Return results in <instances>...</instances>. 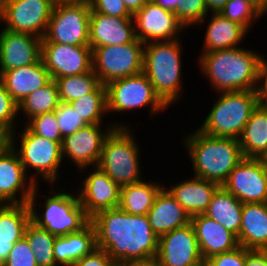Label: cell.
Listing matches in <instances>:
<instances>
[{
  "label": "cell",
  "mask_w": 267,
  "mask_h": 266,
  "mask_svg": "<svg viewBox=\"0 0 267 266\" xmlns=\"http://www.w3.org/2000/svg\"><path fill=\"white\" fill-rule=\"evenodd\" d=\"M96 248L104 250L115 265H131L156 259L159 236L147 215H133L119 207L94 215Z\"/></svg>",
  "instance_id": "obj_1"
},
{
  "label": "cell",
  "mask_w": 267,
  "mask_h": 266,
  "mask_svg": "<svg viewBox=\"0 0 267 266\" xmlns=\"http://www.w3.org/2000/svg\"><path fill=\"white\" fill-rule=\"evenodd\" d=\"M262 56L259 51L236 47L201 53L198 63L218 93L255 90Z\"/></svg>",
  "instance_id": "obj_2"
},
{
  "label": "cell",
  "mask_w": 267,
  "mask_h": 266,
  "mask_svg": "<svg viewBox=\"0 0 267 266\" xmlns=\"http://www.w3.org/2000/svg\"><path fill=\"white\" fill-rule=\"evenodd\" d=\"M192 132L182 141L192 163L193 175L222 186L244 159L239 140L209 136L198 129Z\"/></svg>",
  "instance_id": "obj_3"
},
{
  "label": "cell",
  "mask_w": 267,
  "mask_h": 266,
  "mask_svg": "<svg viewBox=\"0 0 267 266\" xmlns=\"http://www.w3.org/2000/svg\"><path fill=\"white\" fill-rule=\"evenodd\" d=\"M182 44L181 38L144 44L143 72L168 107L178 103L183 94Z\"/></svg>",
  "instance_id": "obj_4"
},
{
  "label": "cell",
  "mask_w": 267,
  "mask_h": 266,
  "mask_svg": "<svg viewBox=\"0 0 267 266\" xmlns=\"http://www.w3.org/2000/svg\"><path fill=\"white\" fill-rule=\"evenodd\" d=\"M51 186L52 196H45V203L40 205L36 198L41 192L38 190V185L34 187L28 202L31 221L55 236H65L84 228L90 222V218L80 204L78 194L74 195L72 192H65V190L55 192L56 190L53 188L55 185ZM36 206L45 209H42V213H38L39 210Z\"/></svg>",
  "instance_id": "obj_5"
},
{
  "label": "cell",
  "mask_w": 267,
  "mask_h": 266,
  "mask_svg": "<svg viewBox=\"0 0 267 266\" xmlns=\"http://www.w3.org/2000/svg\"><path fill=\"white\" fill-rule=\"evenodd\" d=\"M218 94V100L197 129L213 137L239 139L252 111L258 106L255 90Z\"/></svg>",
  "instance_id": "obj_6"
},
{
  "label": "cell",
  "mask_w": 267,
  "mask_h": 266,
  "mask_svg": "<svg viewBox=\"0 0 267 266\" xmlns=\"http://www.w3.org/2000/svg\"><path fill=\"white\" fill-rule=\"evenodd\" d=\"M133 133L130 127H116L106 138L97 164L120 187L143 180L140 145Z\"/></svg>",
  "instance_id": "obj_7"
},
{
  "label": "cell",
  "mask_w": 267,
  "mask_h": 266,
  "mask_svg": "<svg viewBox=\"0 0 267 266\" xmlns=\"http://www.w3.org/2000/svg\"><path fill=\"white\" fill-rule=\"evenodd\" d=\"M16 132L15 130L7 137V142L17 152L26 174L27 169L32 168L35 174H32L30 178L36 185H39L38 177L43 178V181L45 180L48 184L55 185L57 180H60L58 179L61 171L59 169L63 162L61 144L34 134L26 125L22 131H19L20 133L17 132L19 141L16 139Z\"/></svg>",
  "instance_id": "obj_8"
},
{
  "label": "cell",
  "mask_w": 267,
  "mask_h": 266,
  "mask_svg": "<svg viewBox=\"0 0 267 266\" xmlns=\"http://www.w3.org/2000/svg\"><path fill=\"white\" fill-rule=\"evenodd\" d=\"M106 86L107 113H126L150 107V116H158L168 106L155 93L154 87L141 72L136 75L111 81Z\"/></svg>",
  "instance_id": "obj_9"
},
{
  "label": "cell",
  "mask_w": 267,
  "mask_h": 266,
  "mask_svg": "<svg viewBox=\"0 0 267 266\" xmlns=\"http://www.w3.org/2000/svg\"><path fill=\"white\" fill-rule=\"evenodd\" d=\"M144 43L137 38L122 45L92 48V70L101 84L143 72Z\"/></svg>",
  "instance_id": "obj_10"
},
{
  "label": "cell",
  "mask_w": 267,
  "mask_h": 266,
  "mask_svg": "<svg viewBox=\"0 0 267 266\" xmlns=\"http://www.w3.org/2000/svg\"><path fill=\"white\" fill-rule=\"evenodd\" d=\"M88 2L55 6L41 43L89 46Z\"/></svg>",
  "instance_id": "obj_11"
},
{
  "label": "cell",
  "mask_w": 267,
  "mask_h": 266,
  "mask_svg": "<svg viewBox=\"0 0 267 266\" xmlns=\"http://www.w3.org/2000/svg\"><path fill=\"white\" fill-rule=\"evenodd\" d=\"M116 122L107 123L106 129L101 128L102 124H88L74 134L64 137L61 143L63 161L70 159L82 172L91 165L97 166L104 142L110 133L116 127H129L127 123Z\"/></svg>",
  "instance_id": "obj_12"
},
{
  "label": "cell",
  "mask_w": 267,
  "mask_h": 266,
  "mask_svg": "<svg viewBox=\"0 0 267 266\" xmlns=\"http://www.w3.org/2000/svg\"><path fill=\"white\" fill-rule=\"evenodd\" d=\"M222 186L242 203H267V159H242Z\"/></svg>",
  "instance_id": "obj_13"
},
{
  "label": "cell",
  "mask_w": 267,
  "mask_h": 266,
  "mask_svg": "<svg viewBox=\"0 0 267 266\" xmlns=\"http://www.w3.org/2000/svg\"><path fill=\"white\" fill-rule=\"evenodd\" d=\"M52 9L51 0H3V29L43 38Z\"/></svg>",
  "instance_id": "obj_14"
},
{
  "label": "cell",
  "mask_w": 267,
  "mask_h": 266,
  "mask_svg": "<svg viewBox=\"0 0 267 266\" xmlns=\"http://www.w3.org/2000/svg\"><path fill=\"white\" fill-rule=\"evenodd\" d=\"M29 176L17 152L6 142L0 148V205L28 203L36 186Z\"/></svg>",
  "instance_id": "obj_15"
},
{
  "label": "cell",
  "mask_w": 267,
  "mask_h": 266,
  "mask_svg": "<svg viewBox=\"0 0 267 266\" xmlns=\"http://www.w3.org/2000/svg\"><path fill=\"white\" fill-rule=\"evenodd\" d=\"M135 35L145 43L171 41L180 39L186 28L173 12L163 9L149 0L132 16Z\"/></svg>",
  "instance_id": "obj_16"
},
{
  "label": "cell",
  "mask_w": 267,
  "mask_h": 266,
  "mask_svg": "<svg viewBox=\"0 0 267 266\" xmlns=\"http://www.w3.org/2000/svg\"><path fill=\"white\" fill-rule=\"evenodd\" d=\"M155 260L160 266L203 265L193 225L190 223L161 235Z\"/></svg>",
  "instance_id": "obj_17"
},
{
  "label": "cell",
  "mask_w": 267,
  "mask_h": 266,
  "mask_svg": "<svg viewBox=\"0 0 267 266\" xmlns=\"http://www.w3.org/2000/svg\"><path fill=\"white\" fill-rule=\"evenodd\" d=\"M41 59L51 78L80 75L92 70V48L61 43H41Z\"/></svg>",
  "instance_id": "obj_18"
},
{
  "label": "cell",
  "mask_w": 267,
  "mask_h": 266,
  "mask_svg": "<svg viewBox=\"0 0 267 266\" xmlns=\"http://www.w3.org/2000/svg\"><path fill=\"white\" fill-rule=\"evenodd\" d=\"M92 167V172L80 182L78 192L80 204L90 219L100 211L118 207L121 189L98 166Z\"/></svg>",
  "instance_id": "obj_19"
},
{
  "label": "cell",
  "mask_w": 267,
  "mask_h": 266,
  "mask_svg": "<svg viewBox=\"0 0 267 266\" xmlns=\"http://www.w3.org/2000/svg\"><path fill=\"white\" fill-rule=\"evenodd\" d=\"M41 41L34 35L0 29V75L41 59Z\"/></svg>",
  "instance_id": "obj_20"
},
{
  "label": "cell",
  "mask_w": 267,
  "mask_h": 266,
  "mask_svg": "<svg viewBox=\"0 0 267 266\" xmlns=\"http://www.w3.org/2000/svg\"><path fill=\"white\" fill-rule=\"evenodd\" d=\"M136 39L133 18H119L91 11L89 19V46H117Z\"/></svg>",
  "instance_id": "obj_21"
},
{
  "label": "cell",
  "mask_w": 267,
  "mask_h": 266,
  "mask_svg": "<svg viewBox=\"0 0 267 266\" xmlns=\"http://www.w3.org/2000/svg\"><path fill=\"white\" fill-rule=\"evenodd\" d=\"M191 224L194 227L204 261L217 254L232 251L239 246L234 233L204 214L192 216Z\"/></svg>",
  "instance_id": "obj_22"
},
{
  "label": "cell",
  "mask_w": 267,
  "mask_h": 266,
  "mask_svg": "<svg viewBox=\"0 0 267 266\" xmlns=\"http://www.w3.org/2000/svg\"><path fill=\"white\" fill-rule=\"evenodd\" d=\"M147 217L152 231L159 237L191 223V216L169 194L165 186L155 197L153 206L148 211Z\"/></svg>",
  "instance_id": "obj_23"
},
{
  "label": "cell",
  "mask_w": 267,
  "mask_h": 266,
  "mask_svg": "<svg viewBox=\"0 0 267 266\" xmlns=\"http://www.w3.org/2000/svg\"><path fill=\"white\" fill-rule=\"evenodd\" d=\"M218 187L215 182L194 176L165 189L192 217L205 213Z\"/></svg>",
  "instance_id": "obj_24"
},
{
  "label": "cell",
  "mask_w": 267,
  "mask_h": 266,
  "mask_svg": "<svg viewBox=\"0 0 267 266\" xmlns=\"http://www.w3.org/2000/svg\"><path fill=\"white\" fill-rule=\"evenodd\" d=\"M0 77L6 91L17 104L52 79L42 59L35 64L7 70Z\"/></svg>",
  "instance_id": "obj_25"
},
{
  "label": "cell",
  "mask_w": 267,
  "mask_h": 266,
  "mask_svg": "<svg viewBox=\"0 0 267 266\" xmlns=\"http://www.w3.org/2000/svg\"><path fill=\"white\" fill-rule=\"evenodd\" d=\"M239 246L267 250V203H243Z\"/></svg>",
  "instance_id": "obj_26"
},
{
  "label": "cell",
  "mask_w": 267,
  "mask_h": 266,
  "mask_svg": "<svg viewBox=\"0 0 267 266\" xmlns=\"http://www.w3.org/2000/svg\"><path fill=\"white\" fill-rule=\"evenodd\" d=\"M30 221L28 203L0 205V261L2 263L10 254L13 244L24 237L26 226Z\"/></svg>",
  "instance_id": "obj_27"
},
{
  "label": "cell",
  "mask_w": 267,
  "mask_h": 266,
  "mask_svg": "<svg viewBox=\"0 0 267 266\" xmlns=\"http://www.w3.org/2000/svg\"><path fill=\"white\" fill-rule=\"evenodd\" d=\"M96 248L95 229L91 222L77 232L56 236L53 245L58 266H71Z\"/></svg>",
  "instance_id": "obj_28"
},
{
  "label": "cell",
  "mask_w": 267,
  "mask_h": 266,
  "mask_svg": "<svg viewBox=\"0 0 267 266\" xmlns=\"http://www.w3.org/2000/svg\"><path fill=\"white\" fill-rule=\"evenodd\" d=\"M211 15L209 22H206L208 25L201 53L241 47L239 45L249 32L242 25L230 21L218 12H212Z\"/></svg>",
  "instance_id": "obj_29"
},
{
  "label": "cell",
  "mask_w": 267,
  "mask_h": 266,
  "mask_svg": "<svg viewBox=\"0 0 267 266\" xmlns=\"http://www.w3.org/2000/svg\"><path fill=\"white\" fill-rule=\"evenodd\" d=\"M238 140L244 158L267 159V106L252 111Z\"/></svg>",
  "instance_id": "obj_30"
},
{
  "label": "cell",
  "mask_w": 267,
  "mask_h": 266,
  "mask_svg": "<svg viewBox=\"0 0 267 266\" xmlns=\"http://www.w3.org/2000/svg\"><path fill=\"white\" fill-rule=\"evenodd\" d=\"M243 203L223 186L213 193L204 215L215 220L227 230L239 234L242 219Z\"/></svg>",
  "instance_id": "obj_31"
},
{
  "label": "cell",
  "mask_w": 267,
  "mask_h": 266,
  "mask_svg": "<svg viewBox=\"0 0 267 266\" xmlns=\"http://www.w3.org/2000/svg\"><path fill=\"white\" fill-rule=\"evenodd\" d=\"M163 184L151 181H139L120 189L119 208L133 215H147Z\"/></svg>",
  "instance_id": "obj_32"
},
{
  "label": "cell",
  "mask_w": 267,
  "mask_h": 266,
  "mask_svg": "<svg viewBox=\"0 0 267 266\" xmlns=\"http://www.w3.org/2000/svg\"><path fill=\"white\" fill-rule=\"evenodd\" d=\"M59 103L58 86L56 81L51 79L45 86L27 95L18 103V115L22 112L28 121L40 114L55 111Z\"/></svg>",
  "instance_id": "obj_33"
},
{
  "label": "cell",
  "mask_w": 267,
  "mask_h": 266,
  "mask_svg": "<svg viewBox=\"0 0 267 266\" xmlns=\"http://www.w3.org/2000/svg\"><path fill=\"white\" fill-rule=\"evenodd\" d=\"M69 105L87 124H103L107 116L106 86L100 84L92 93L73 100Z\"/></svg>",
  "instance_id": "obj_34"
},
{
  "label": "cell",
  "mask_w": 267,
  "mask_h": 266,
  "mask_svg": "<svg viewBox=\"0 0 267 266\" xmlns=\"http://www.w3.org/2000/svg\"><path fill=\"white\" fill-rule=\"evenodd\" d=\"M59 100L70 103L82 96L92 93L101 83L93 70L80 75L60 77L56 80Z\"/></svg>",
  "instance_id": "obj_35"
},
{
  "label": "cell",
  "mask_w": 267,
  "mask_h": 266,
  "mask_svg": "<svg viewBox=\"0 0 267 266\" xmlns=\"http://www.w3.org/2000/svg\"><path fill=\"white\" fill-rule=\"evenodd\" d=\"M24 237L34 252L38 266H58L53 253L55 235L30 221L26 226Z\"/></svg>",
  "instance_id": "obj_36"
},
{
  "label": "cell",
  "mask_w": 267,
  "mask_h": 266,
  "mask_svg": "<svg viewBox=\"0 0 267 266\" xmlns=\"http://www.w3.org/2000/svg\"><path fill=\"white\" fill-rule=\"evenodd\" d=\"M223 17L242 25L248 32L253 22L260 21L262 13L248 0H229L219 11Z\"/></svg>",
  "instance_id": "obj_37"
},
{
  "label": "cell",
  "mask_w": 267,
  "mask_h": 266,
  "mask_svg": "<svg viewBox=\"0 0 267 266\" xmlns=\"http://www.w3.org/2000/svg\"><path fill=\"white\" fill-rule=\"evenodd\" d=\"M174 14L186 29L189 26H199L210 18L204 0H174Z\"/></svg>",
  "instance_id": "obj_38"
},
{
  "label": "cell",
  "mask_w": 267,
  "mask_h": 266,
  "mask_svg": "<svg viewBox=\"0 0 267 266\" xmlns=\"http://www.w3.org/2000/svg\"><path fill=\"white\" fill-rule=\"evenodd\" d=\"M18 104L6 91L4 82L0 77V130L8 137L13 133L18 125ZM16 118V119H15ZM17 126V127H16Z\"/></svg>",
  "instance_id": "obj_39"
},
{
  "label": "cell",
  "mask_w": 267,
  "mask_h": 266,
  "mask_svg": "<svg viewBox=\"0 0 267 266\" xmlns=\"http://www.w3.org/2000/svg\"><path fill=\"white\" fill-rule=\"evenodd\" d=\"M24 125L38 136L62 143L63 138L55 117V111L35 116L28 122L26 121Z\"/></svg>",
  "instance_id": "obj_40"
},
{
  "label": "cell",
  "mask_w": 267,
  "mask_h": 266,
  "mask_svg": "<svg viewBox=\"0 0 267 266\" xmlns=\"http://www.w3.org/2000/svg\"><path fill=\"white\" fill-rule=\"evenodd\" d=\"M55 117L62 138L72 135L80 128L88 125L69 103L60 102L55 110Z\"/></svg>",
  "instance_id": "obj_41"
},
{
  "label": "cell",
  "mask_w": 267,
  "mask_h": 266,
  "mask_svg": "<svg viewBox=\"0 0 267 266\" xmlns=\"http://www.w3.org/2000/svg\"><path fill=\"white\" fill-rule=\"evenodd\" d=\"M3 266H38L34 252L25 237L13 244Z\"/></svg>",
  "instance_id": "obj_42"
},
{
  "label": "cell",
  "mask_w": 267,
  "mask_h": 266,
  "mask_svg": "<svg viewBox=\"0 0 267 266\" xmlns=\"http://www.w3.org/2000/svg\"><path fill=\"white\" fill-rule=\"evenodd\" d=\"M91 11L99 12L104 15L132 18V14L126 8L123 0H89Z\"/></svg>",
  "instance_id": "obj_43"
},
{
  "label": "cell",
  "mask_w": 267,
  "mask_h": 266,
  "mask_svg": "<svg viewBox=\"0 0 267 266\" xmlns=\"http://www.w3.org/2000/svg\"><path fill=\"white\" fill-rule=\"evenodd\" d=\"M246 248L238 246L236 249L217 254L204 261L206 266H245Z\"/></svg>",
  "instance_id": "obj_44"
},
{
  "label": "cell",
  "mask_w": 267,
  "mask_h": 266,
  "mask_svg": "<svg viewBox=\"0 0 267 266\" xmlns=\"http://www.w3.org/2000/svg\"><path fill=\"white\" fill-rule=\"evenodd\" d=\"M71 266H115V263L104 250L95 248L90 254L85 255Z\"/></svg>",
  "instance_id": "obj_45"
},
{
  "label": "cell",
  "mask_w": 267,
  "mask_h": 266,
  "mask_svg": "<svg viewBox=\"0 0 267 266\" xmlns=\"http://www.w3.org/2000/svg\"><path fill=\"white\" fill-rule=\"evenodd\" d=\"M255 93L258 105L267 106V59L263 56L259 64Z\"/></svg>",
  "instance_id": "obj_46"
},
{
  "label": "cell",
  "mask_w": 267,
  "mask_h": 266,
  "mask_svg": "<svg viewBox=\"0 0 267 266\" xmlns=\"http://www.w3.org/2000/svg\"><path fill=\"white\" fill-rule=\"evenodd\" d=\"M245 266H267V250L246 249Z\"/></svg>",
  "instance_id": "obj_47"
},
{
  "label": "cell",
  "mask_w": 267,
  "mask_h": 266,
  "mask_svg": "<svg viewBox=\"0 0 267 266\" xmlns=\"http://www.w3.org/2000/svg\"><path fill=\"white\" fill-rule=\"evenodd\" d=\"M149 0H123L126 8L133 15L139 11Z\"/></svg>",
  "instance_id": "obj_48"
},
{
  "label": "cell",
  "mask_w": 267,
  "mask_h": 266,
  "mask_svg": "<svg viewBox=\"0 0 267 266\" xmlns=\"http://www.w3.org/2000/svg\"><path fill=\"white\" fill-rule=\"evenodd\" d=\"M209 12H218L229 0H204Z\"/></svg>",
  "instance_id": "obj_49"
},
{
  "label": "cell",
  "mask_w": 267,
  "mask_h": 266,
  "mask_svg": "<svg viewBox=\"0 0 267 266\" xmlns=\"http://www.w3.org/2000/svg\"><path fill=\"white\" fill-rule=\"evenodd\" d=\"M155 4L159 5L165 10L174 13V0H152Z\"/></svg>",
  "instance_id": "obj_50"
},
{
  "label": "cell",
  "mask_w": 267,
  "mask_h": 266,
  "mask_svg": "<svg viewBox=\"0 0 267 266\" xmlns=\"http://www.w3.org/2000/svg\"><path fill=\"white\" fill-rule=\"evenodd\" d=\"M89 0H51L52 6L67 5V4H77L82 2H88Z\"/></svg>",
  "instance_id": "obj_51"
},
{
  "label": "cell",
  "mask_w": 267,
  "mask_h": 266,
  "mask_svg": "<svg viewBox=\"0 0 267 266\" xmlns=\"http://www.w3.org/2000/svg\"><path fill=\"white\" fill-rule=\"evenodd\" d=\"M261 13L267 8V0H248Z\"/></svg>",
  "instance_id": "obj_52"
},
{
  "label": "cell",
  "mask_w": 267,
  "mask_h": 266,
  "mask_svg": "<svg viewBox=\"0 0 267 266\" xmlns=\"http://www.w3.org/2000/svg\"><path fill=\"white\" fill-rule=\"evenodd\" d=\"M128 266H160V265L156 262V260H152L149 262L134 263Z\"/></svg>",
  "instance_id": "obj_53"
},
{
  "label": "cell",
  "mask_w": 267,
  "mask_h": 266,
  "mask_svg": "<svg viewBox=\"0 0 267 266\" xmlns=\"http://www.w3.org/2000/svg\"><path fill=\"white\" fill-rule=\"evenodd\" d=\"M7 142V136L0 130V148Z\"/></svg>",
  "instance_id": "obj_54"
},
{
  "label": "cell",
  "mask_w": 267,
  "mask_h": 266,
  "mask_svg": "<svg viewBox=\"0 0 267 266\" xmlns=\"http://www.w3.org/2000/svg\"><path fill=\"white\" fill-rule=\"evenodd\" d=\"M2 14H3V0H0V25L2 20Z\"/></svg>",
  "instance_id": "obj_55"
},
{
  "label": "cell",
  "mask_w": 267,
  "mask_h": 266,
  "mask_svg": "<svg viewBox=\"0 0 267 266\" xmlns=\"http://www.w3.org/2000/svg\"><path fill=\"white\" fill-rule=\"evenodd\" d=\"M267 14V8L264 10V12L262 13V17L263 15Z\"/></svg>",
  "instance_id": "obj_56"
}]
</instances>
